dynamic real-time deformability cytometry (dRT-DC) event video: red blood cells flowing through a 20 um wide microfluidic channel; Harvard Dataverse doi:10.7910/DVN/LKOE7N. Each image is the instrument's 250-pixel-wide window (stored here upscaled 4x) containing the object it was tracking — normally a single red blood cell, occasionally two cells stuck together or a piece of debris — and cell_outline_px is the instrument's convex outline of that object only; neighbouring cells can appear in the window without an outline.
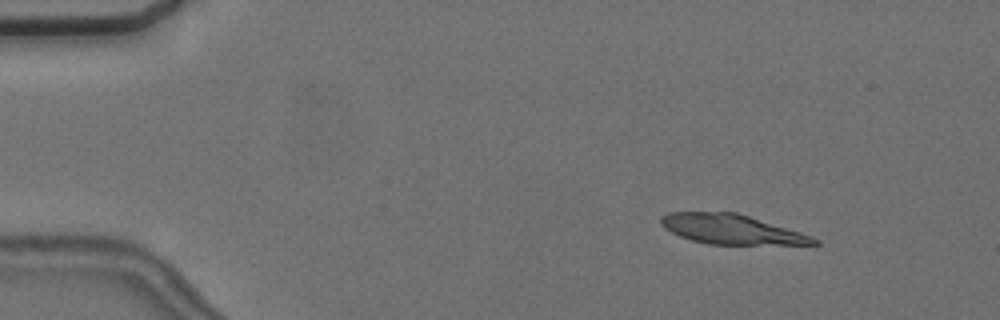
{"species": "common noctule bat (a hibernating species)", "species_latin": "Nyctalus noctula", "temperature_condition": "cold", "stored_images_in_passage": 5, "camera_frame_rate_fps": 3000, "um_per_image_px": 0.085, "animal": {"sex": "female", "body_mass_g": 24.6, "forearm_length_mm": 56.2}, "frame": {"image": 1, "passage_image": 2, "time_ms": 1.333, "image_size_px": [1000, 320], "cell_outline_px": [[820, 244], [816, 248], [708, 244], [692, 240], [680, 236], [664, 228], [660, 224], [660, 216], [668, 212], [736, 212], [800, 232], [812, 236], [820, 240]], "centroid_in_image_um": [62.38, 19.56], "position_along_channel_um": 22.6, "area_um2": 27.8}}